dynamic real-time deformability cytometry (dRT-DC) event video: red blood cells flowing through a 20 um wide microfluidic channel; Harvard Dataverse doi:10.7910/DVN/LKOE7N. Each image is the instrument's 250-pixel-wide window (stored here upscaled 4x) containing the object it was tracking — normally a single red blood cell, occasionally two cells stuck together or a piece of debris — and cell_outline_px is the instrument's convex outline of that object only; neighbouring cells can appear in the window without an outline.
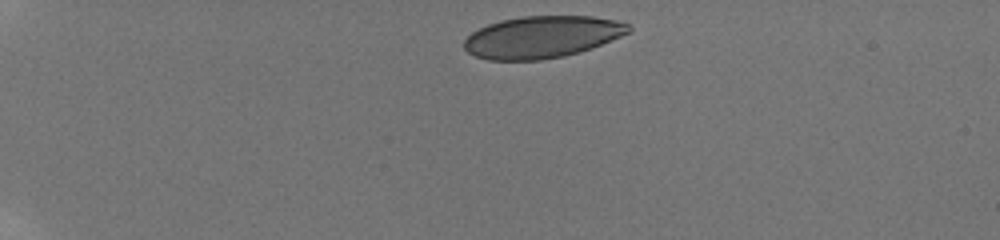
{"species": "human", "species_latin": "Homo sapiens", "temperature_condition": "room temperature", "stored_images_in_passage": 16, "camera_frame_rate_fps": 3000, "um_per_image_px": 0.085, "donor": {"sex": "male"}, "frame": {"image": 1, "passage_image": 1, "time_ms": 0.0, "image_size_px": [1000, 240], "cell_outline_px": [[632, 28], [628, 32], [620, 36], [592, 48], [580, 52], [564, 56], [540, 60], [488, 60], [476, 56], [468, 52], [464, 48], [464, 40], [472, 32], [488, 24], [500, 20], [520, 16], [592, 16], [616, 20], [628, 24]], "centroid_in_image_um": [46.05, 3.14], "position_along_channel_um": 38.9, "area_um2": 40.17}}
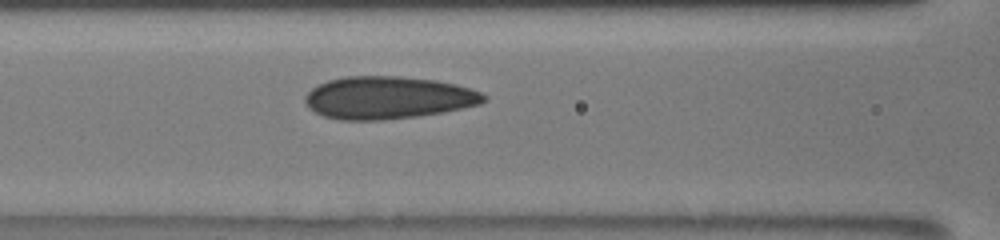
{"frame": {"image": 2, "passage_image": 11, "time_ms": 4.667, "image_size_px": [1000, 240], "cell_outline_px": [[488, 100], [480, 104], [444, 112], [416, 116], [380, 120], [340, 120], [324, 116], [308, 108], [304, 100], [304, 96], [312, 88], [328, 80], [348, 76], [400, 76], [436, 80], [456, 84], [480, 92], [488, 96]], "centroid_in_image_um": [32.99, 8.3], "position_along_channel_um": 133.6, "area_um2": 44.33}}
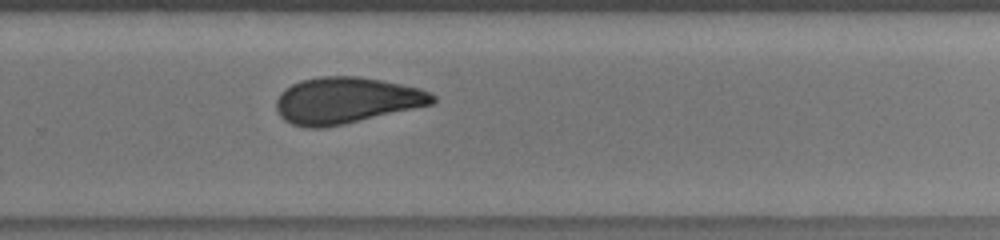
{"frame": {"image": 3, "passage_image": 16, "time_ms": 9.0, "image_size_px": [1000, 240], "cell_outline_px": [[436, 100], [432, 104], [344, 124], [320, 128], [304, 128], [292, 124], [284, 120], [276, 112], [276, 100], [280, 92], [292, 84], [300, 80], [320, 76], [360, 76], [420, 88], [432, 92], [436, 96]], "centroid_in_image_um": [29.4, 8.53], "position_along_channel_um": 300.4, "area_um2": 42.31}}